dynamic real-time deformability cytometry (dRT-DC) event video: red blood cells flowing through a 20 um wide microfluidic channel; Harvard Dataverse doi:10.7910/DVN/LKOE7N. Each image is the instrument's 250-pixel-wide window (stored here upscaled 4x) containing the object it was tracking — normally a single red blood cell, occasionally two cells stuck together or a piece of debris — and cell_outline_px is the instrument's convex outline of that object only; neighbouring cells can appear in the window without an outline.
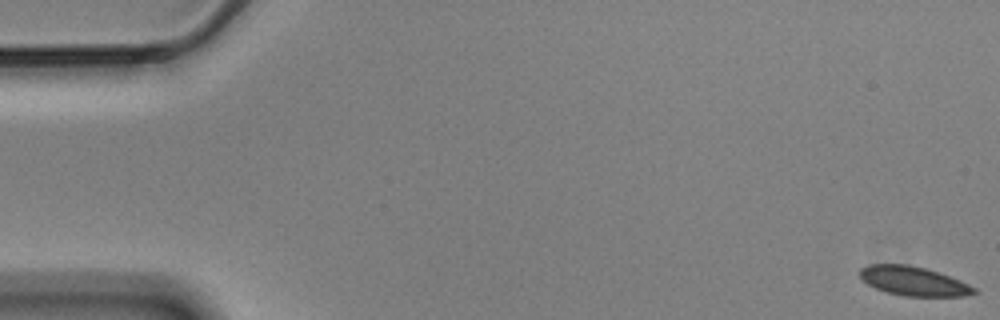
{"species": "Egyptian fruit bat (a non-hibernating species)", "species_latin": "Rousettus aegyptiacus", "temperature_condition": "cold", "stored_images_in_passage": 59, "camera_frame_rate_fps": 3000, "um_per_image_px": 0.085, "animal": {"sex": "male"}, "frame": {"image": 1, "passage_image": 1, "time_ms": 0.0, "image_size_px": [1000, 320], "cell_outline_px": [[980, 292], [964, 296], [904, 296], [888, 292], [876, 288], [860, 280], [860, 268], [868, 264], [908, 264], [924, 268], [960, 280], [976, 288]], "centroid_in_image_um": [77.64, 23.89], "position_along_channel_um": 7.4, "area_um2": 19.36}}
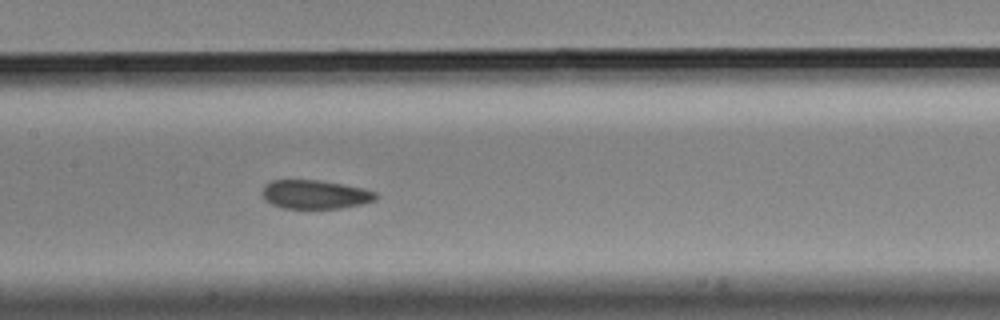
{"frame": {"image": 2, "passage_image": 28, "time_ms": 9.0, "image_size_px": [1000, 320], "cell_outline_px": [[380, 196], [376, 200], [364, 204], [340, 208], [280, 208], [264, 200], [260, 192], [264, 184], [272, 180], [320, 180], [344, 184], [364, 188], [376, 192]], "centroid_in_image_um": [26.78, 16.52], "position_along_channel_um": 180.6, "area_um2": 19.48}}
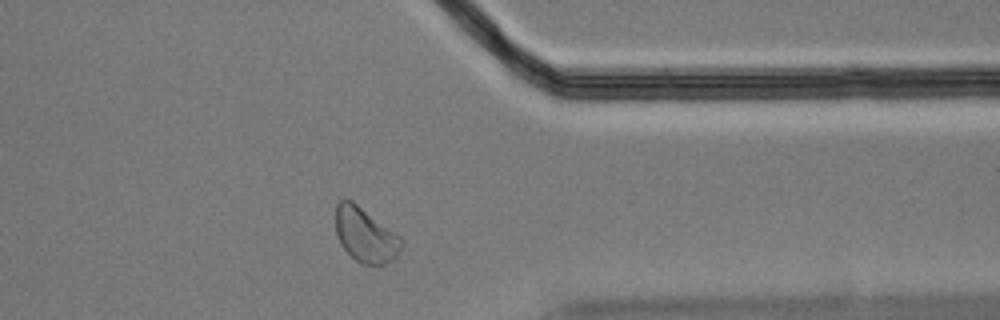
{"frame": {"image": 3, "passage_image": 46, "time_ms": 15.0, "image_size_px": [1000, 320], "cell_outline_px": [[404, 244], [396, 260], [380, 268], [376, 268], [360, 264], [340, 244], [336, 232], [336, 204], [340, 200], [352, 200], [400, 236], [404, 240]], "centroid_in_image_um": [31.12, 20.05], "position_along_channel_um": 380.3, "area_um2": 21.5}, "authors_computed_cell_mechanics": {"area_um2": 20.1722, "velocity_mm_per_s": 3.4729, "shape_relaxation_time_tau1_ms": 5.3878, "shape_relaxation_time_tau2_ms": 2.9697, "deformation_change_tau1": 0.0768, "deformation_change_tau2": 0.0613}}